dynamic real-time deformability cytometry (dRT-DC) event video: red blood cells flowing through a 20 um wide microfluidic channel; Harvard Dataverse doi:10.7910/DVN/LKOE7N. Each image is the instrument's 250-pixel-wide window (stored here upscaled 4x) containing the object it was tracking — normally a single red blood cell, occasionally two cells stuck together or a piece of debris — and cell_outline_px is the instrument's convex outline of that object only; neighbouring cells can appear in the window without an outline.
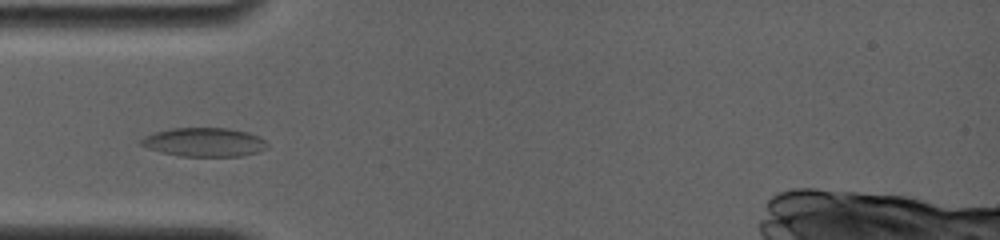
{"species": "common noctule bat (a hibernating species)", "species_latin": "Nyctalus noctula", "temperature_condition": "room temperature", "stored_images_in_passage": 10, "camera_frame_rate_fps": 4000, "um_per_image_px": 0.085, "animal": {"sex": "female", "body_mass_g": 19.0, "forearm_length_mm": 56.7}, "frame": {"image": 1, "passage_image": 4, "time_ms": 1.5, "image_size_px": [1000, 240], "cell_outline_px": [[268, 148], [256, 152], [240, 156], [180, 156], [160, 152], [148, 148], [140, 144], [140, 140], [144, 136], [156, 132], [172, 128], [228, 128], [248, 132], [260, 136], [268, 144]], "centroid_in_image_um": [17.37, 12.08], "position_along_channel_um": 67.6, "area_um2": 21.21}}
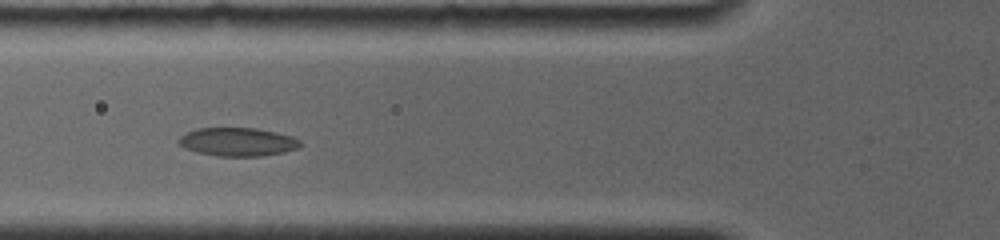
{"frame": {"image": 2, "passage_image": 6, "time_ms": 2.5, "image_size_px": [1000, 240], "cell_outline_px": [[304, 144], [296, 148], [284, 152], [260, 156], [216, 156], [184, 148], [176, 144], [176, 140], [180, 136], [196, 128], [256, 128], [276, 132], [292, 136], [300, 140]], "centroid_in_image_um": [20.19, 12.05], "position_along_channel_um": 105.6, "area_um2": 20.23}}